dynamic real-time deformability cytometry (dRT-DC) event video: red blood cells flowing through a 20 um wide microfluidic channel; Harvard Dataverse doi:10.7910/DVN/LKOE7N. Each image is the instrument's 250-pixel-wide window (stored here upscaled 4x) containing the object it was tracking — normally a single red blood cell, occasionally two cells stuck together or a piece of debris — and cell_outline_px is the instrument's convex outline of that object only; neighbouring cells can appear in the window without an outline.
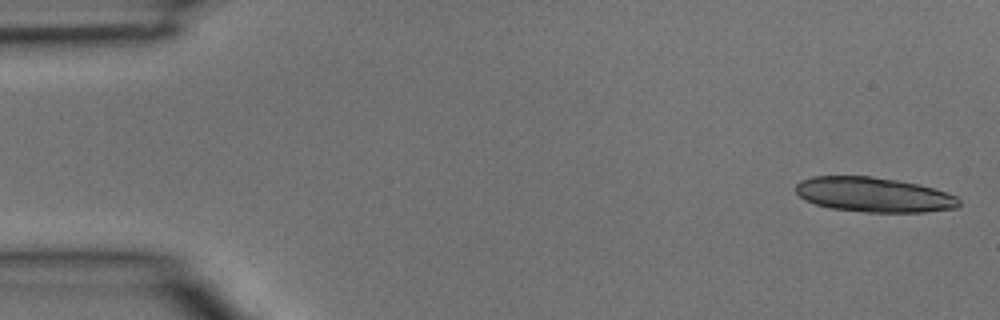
{"species": "common noctule bat (a hibernating species)", "species_latin": "Nyctalus noctula", "temperature_condition": "room temperature", "stored_images_in_passage": 5, "camera_frame_rate_fps": 3000, "um_per_image_px": 0.085, "animal": {"sex": "male", "body_mass_g": 15.6}, "frame": {"image": 1, "passage_image": 1, "time_ms": 0.0, "image_size_px": [1000, 320], "cell_outline_px": [[960, 204], [956, 208], [924, 212], [864, 212], [832, 208], [816, 204], [804, 200], [796, 192], [796, 184], [800, 180], [812, 176], [872, 176], [896, 180], [916, 184], [932, 188], [956, 196], [960, 200]], "centroid_in_image_um": [74.24, 16.55], "position_along_channel_um": 10.8, "area_um2": 32.95}}